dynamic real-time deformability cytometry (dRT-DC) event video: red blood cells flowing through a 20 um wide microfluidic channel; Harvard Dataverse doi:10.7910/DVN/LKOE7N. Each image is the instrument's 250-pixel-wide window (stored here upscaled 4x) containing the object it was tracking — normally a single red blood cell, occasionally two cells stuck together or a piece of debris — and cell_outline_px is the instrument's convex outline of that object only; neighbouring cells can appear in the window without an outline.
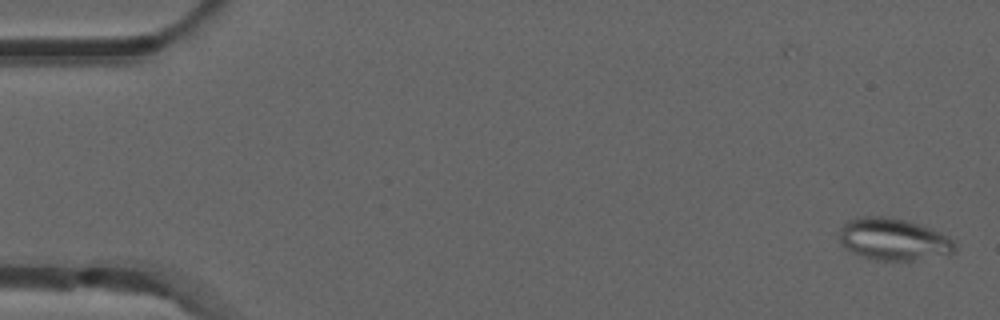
{"species": "common noctule bat (a hibernating species)", "species_latin": "Nyctalus noctula", "temperature_condition": "room temperature", "stored_images_in_passage": 4, "camera_frame_rate_fps": 3000, "um_per_image_px": 0.085, "animal": {"sex": "male", "forearm_length_mm": 52.5}, "frame": {"image": 1, "passage_image": 1, "time_ms": 0.0, "image_size_px": [1000, 320], "cell_outline_px": [[956, 252], [912, 260], [876, 260], [852, 252], [844, 248], [840, 244], [840, 228], [848, 220], [856, 216], [888, 216], [908, 220], [940, 232], [956, 240]], "centroid_in_image_um": [75.94, 20.31], "position_along_channel_um": 9.1, "area_um2": 28.44}}